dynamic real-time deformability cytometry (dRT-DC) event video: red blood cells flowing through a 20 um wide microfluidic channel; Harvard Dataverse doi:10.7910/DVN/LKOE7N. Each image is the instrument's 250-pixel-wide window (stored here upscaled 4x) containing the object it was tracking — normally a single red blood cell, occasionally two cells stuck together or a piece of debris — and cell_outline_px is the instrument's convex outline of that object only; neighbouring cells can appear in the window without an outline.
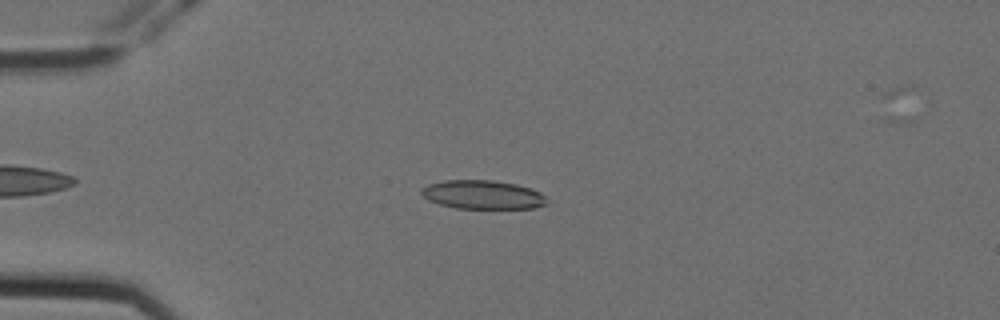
{"species": "Egyptian fruit bat (a non-hibernating species)", "species_latin": "Rousettus aegyptiacus", "temperature_condition": "cold", "stored_images_in_passage": 7, "camera_frame_rate_fps": 3000, "um_per_image_px": 0.085, "animal": {"sex": "female"}, "frame": {"image": 1, "passage_image": 5, "time_ms": 1.333, "image_size_px": [1000, 320], "cell_outline_px": [[548, 204], [532, 208], [456, 208], [440, 204], [428, 200], [420, 192], [420, 188], [428, 184], [444, 180], [492, 180], [516, 184], [532, 188], [540, 192], [548, 200]], "centroid_in_image_um": [41.03, 16.54], "position_along_channel_um": 44.0, "area_um2": 21.1}}
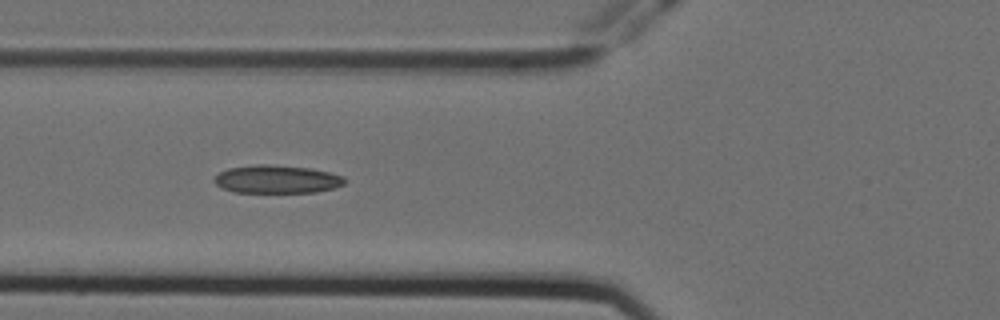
{"frame": {"image": 2, "passage_image": 7, "time_ms": 2.0, "image_size_px": [1000, 320], "cell_outline_px": [[348, 180], [344, 184], [336, 188], [316, 192], [232, 192], [216, 184], [212, 180], [220, 172], [228, 168], [256, 164], [268, 164], [312, 168], [344, 176]], "centroid_in_image_um": [23.57, 15.23], "position_along_channel_um": 102.2, "area_um2": 21.5}}